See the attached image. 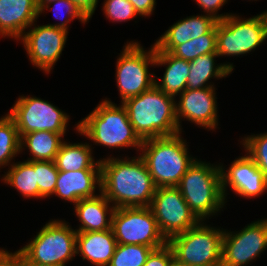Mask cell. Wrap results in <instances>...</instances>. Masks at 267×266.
Segmentation results:
<instances>
[{
    "label": "cell",
    "instance_id": "obj_1",
    "mask_svg": "<svg viewBox=\"0 0 267 266\" xmlns=\"http://www.w3.org/2000/svg\"><path fill=\"white\" fill-rule=\"evenodd\" d=\"M112 154L99 158L101 193L115 208L149 207L156 186L144 160L139 154L134 157Z\"/></svg>",
    "mask_w": 267,
    "mask_h": 266
},
{
    "label": "cell",
    "instance_id": "obj_2",
    "mask_svg": "<svg viewBox=\"0 0 267 266\" xmlns=\"http://www.w3.org/2000/svg\"><path fill=\"white\" fill-rule=\"evenodd\" d=\"M73 128L77 135L86 138L85 141H91L90 145L116 149L119 153L130 148L139 154L143 142L135 133L126 108L107 97L99 101L86 117L75 122Z\"/></svg>",
    "mask_w": 267,
    "mask_h": 266
},
{
    "label": "cell",
    "instance_id": "obj_3",
    "mask_svg": "<svg viewBox=\"0 0 267 266\" xmlns=\"http://www.w3.org/2000/svg\"><path fill=\"white\" fill-rule=\"evenodd\" d=\"M77 231L65 219H50L25 246L11 252L0 249L14 263H41L67 266L75 259Z\"/></svg>",
    "mask_w": 267,
    "mask_h": 266
},
{
    "label": "cell",
    "instance_id": "obj_4",
    "mask_svg": "<svg viewBox=\"0 0 267 266\" xmlns=\"http://www.w3.org/2000/svg\"><path fill=\"white\" fill-rule=\"evenodd\" d=\"M122 105L142 141L181 133L176 117V98L165 94L156 85L125 100Z\"/></svg>",
    "mask_w": 267,
    "mask_h": 266
},
{
    "label": "cell",
    "instance_id": "obj_5",
    "mask_svg": "<svg viewBox=\"0 0 267 266\" xmlns=\"http://www.w3.org/2000/svg\"><path fill=\"white\" fill-rule=\"evenodd\" d=\"M184 133L143 140L139 155L144 160L156 188L177 187L197 159L190 154Z\"/></svg>",
    "mask_w": 267,
    "mask_h": 266
},
{
    "label": "cell",
    "instance_id": "obj_6",
    "mask_svg": "<svg viewBox=\"0 0 267 266\" xmlns=\"http://www.w3.org/2000/svg\"><path fill=\"white\" fill-rule=\"evenodd\" d=\"M184 200L202 221L220 215L227 209L221 189V172L218 162L200 158L188 168L177 185ZM220 213V214H219Z\"/></svg>",
    "mask_w": 267,
    "mask_h": 266
},
{
    "label": "cell",
    "instance_id": "obj_7",
    "mask_svg": "<svg viewBox=\"0 0 267 266\" xmlns=\"http://www.w3.org/2000/svg\"><path fill=\"white\" fill-rule=\"evenodd\" d=\"M148 49V50H147ZM116 88L121 99L125 100L140 95L155 85V45L144 48L140 41L127 40L115 62Z\"/></svg>",
    "mask_w": 267,
    "mask_h": 266
},
{
    "label": "cell",
    "instance_id": "obj_8",
    "mask_svg": "<svg viewBox=\"0 0 267 266\" xmlns=\"http://www.w3.org/2000/svg\"><path fill=\"white\" fill-rule=\"evenodd\" d=\"M217 54L224 57L250 55L267 40V10L251 17L230 14L216 22Z\"/></svg>",
    "mask_w": 267,
    "mask_h": 266
},
{
    "label": "cell",
    "instance_id": "obj_9",
    "mask_svg": "<svg viewBox=\"0 0 267 266\" xmlns=\"http://www.w3.org/2000/svg\"><path fill=\"white\" fill-rule=\"evenodd\" d=\"M208 223L202 220L167 241L178 262L188 266H221L224 228Z\"/></svg>",
    "mask_w": 267,
    "mask_h": 266
},
{
    "label": "cell",
    "instance_id": "obj_10",
    "mask_svg": "<svg viewBox=\"0 0 267 266\" xmlns=\"http://www.w3.org/2000/svg\"><path fill=\"white\" fill-rule=\"evenodd\" d=\"M7 114L15 122L20 138L35 131H50L57 134L69 132V113L50 101L31 94L19 95Z\"/></svg>",
    "mask_w": 267,
    "mask_h": 266
},
{
    "label": "cell",
    "instance_id": "obj_11",
    "mask_svg": "<svg viewBox=\"0 0 267 266\" xmlns=\"http://www.w3.org/2000/svg\"><path fill=\"white\" fill-rule=\"evenodd\" d=\"M112 230L117 244L145 245L156 249L167 243L150 207L116 208Z\"/></svg>",
    "mask_w": 267,
    "mask_h": 266
},
{
    "label": "cell",
    "instance_id": "obj_12",
    "mask_svg": "<svg viewBox=\"0 0 267 266\" xmlns=\"http://www.w3.org/2000/svg\"><path fill=\"white\" fill-rule=\"evenodd\" d=\"M266 250V217L252 221L238 231L224 228L221 266H249Z\"/></svg>",
    "mask_w": 267,
    "mask_h": 266
},
{
    "label": "cell",
    "instance_id": "obj_13",
    "mask_svg": "<svg viewBox=\"0 0 267 266\" xmlns=\"http://www.w3.org/2000/svg\"><path fill=\"white\" fill-rule=\"evenodd\" d=\"M37 20L18 40L33 67L50 75L62 56L67 45L68 31L44 23L37 25Z\"/></svg>",
    "mask_w": 267,
    "mask_h": 266
},
{
    "label": "cell",
    "instance_id": "obj_14",
    "mask_svg": "<svg viewBox=\"0 0 267 266\" xmlns=\"http://www.w3.org/2000/svg\"><path fill=\"white\" fill-rule=\"evenodd\" d=\"M149 207L161 234L167 241L201 221L190 209L177 187L156 188Z\"/></svg>",
    "mask_w": 267,
    "mask_h": 266
},
{
    "label": "cell",
    "instance_id": "obj_15",
    "mask_svg": "<svg viewBox=\"0 0 267 266\" xmlns=\"http://www.w3.org/2000/svg\"><path fill=\"white\" fill-rule=\"evenodd\" d=\"M236 157L228 166L219 162L221 172V189L226 205L231 190L242 199H256L267 192V179L254 160L246 153Z\"/></svg>",
    "mask_w": 267,
    "mask_h": 266
},
{
    "label": "cell",
    "instance_id": "obj_16",
    "mask_svg": "<svg viewBox=\"0 0 267 266\" xmlns=\"http://www.w3.org/2000/svg\"><path fill=\"white\" fill-rule=\"evenodd\" d=\"M217 88L186 89L176 98V117L180 132H185L182 121L198 128L216 132L219 128Z\"/></svg>",
    "mask_w": 267,
    "mask_h": 266
},
{
    "label": "cell",
    "instance_id": "obj_17",
    "mask_svg": "<svg viewBox=\"0 0 267 266\" xmlns=\"http://www.w3.org/2000/svg\"><path fill=\"white\" fill-rule=\"evenodd\" d=\"M101 193V170L59 171L55 191L51 196L75 205L79 200Z\"/></svg>",
    "mask_w": 267,
    "mask_h": 266
},
{
    "label": "cell",
    "instance_id": "obj_18",
    "mask_svg": "<svg viewBox=\"0 0 267 266\" xmlns=\"http://www.w3.org/2000/svg\"><path fill=\"white\" fill-rule=\"evenodd\" d=\"M37 19L36 0H0V38L18 42Z\"/></svg>",
    "mask_w": 267,
    "mask_h": 266
},
{
    "label": "cell",
    "instance_id": "obj_19",
    "mask_svg": "<svg viewBox=\"0 0 267 266\" xmlns=\"http://www.w3.org/2000/svg\"><path fill=\"white\" fill-rule=\"evenodd\" d=\"M212 16L199 13L179 19L155 39V51L169 52L174 46L186 43L189 40L206 34L215 24Z\"/></svg>",
    "mask_w": 267,
    "mask_h": 266
},
{
    "label": "cell",
    "instance_id": "obj_20",
    "mask_svg": "<svg viewBox=\"0 0 267 266\" xmlns=\"http://www.w3.org/2000/svg\"><path fill=\"white\" fill-rule=\"evenodd\" d=\"M113 204L100 193L96 197L79 200L73 206V215L79 222L77 232L104 231L112 229Z\"/></svg>",
    "mask_w": 267,
    "mask_h": 266
},
{
    "label": "cell",
    "instance_id": "obj_21",
    "mask_svg": "<svg viewBox=\"0 0 267 266\" xmlns=\"http://www.w3.org/2000/svg\"><path fill=\"white\" fill-rule=\"evenodd\" d=\"M117 245L112 229L77 232L76 255L92 266H108Z\"/></svg>",
    "mask_w": 267,
    "mask_h": 266
},
{
    "label": "cell",
    "instance_id": "obj_22",
    "mask_svg": "<svg viewBox=\"0 0 267 266\" xmlns=\"http://www.w3.org/2000/svg\"><path fill=\"white\" fill-rule=\"evenodd\" d=\"M165 68L163 76L155 75V85L174 98L186 90L190 61L177 58L169 52L155 51V68Z\"/></svg>",
    "mask_w": 267,
    "mask_h": 266
},
{
    "label": "cell",
    "instance_id": "obj_23",
    "mask_svg": "<svg viewBox=\"0 0 267 266\" xmlns=\"http://www.w3.org/2000/svg\"><path fill=\"white\" fill-rule=\"evenodd\" d=\"M216 58H219L217 53H209L190 61L186 89L216 87L213 79L220 80L234 72L235 65L232 62L217 63Z\"/></svg>",
    "mask_w": 267,
    "mask_h": 266
},
{
    "label": "cell",
    "instance_id": "obj_24",
    "mask_svg": "<svg viewBox=\"0 0 267 266\" xmlns=\"http://www.w3.org/2000/svg\"><path fill=\"white\" fill-rule=\"evenodd\" d=\"M93 145L80 141L73 143L67 139L62 143L55 157L59 171L101 170L100 159L95 160Z\"/></svg>",
    "mask_w": 267,
    "mask_h": 266
},
{
    "label": "cell",
    "instance_id": "obj_25",
    "mask_svg": "<svg viewBox=\"0 0 267 266\" xmlns=\"http://www.w3.org/2000/svg\"><path fill=\"white\" fill-rule=\"evenodd\" d=\"M66 134H57L50 131H35L21 137L20 151H28L27 161H54L65 141Z\"/></svg>",
    "mask_w": 267,
    "mask_h": 266
},
{
    "label": "cell",
    "instance_id": "obj_26",
    "mask_svg": "<svg viewBox=\"0 0 267 266\" xmlns=\"http://www.w3.org/2000/svg\"><path fill=\"white\" fill-rule=\"evenodd\" d=\"M6 171V172H5ZM2 174V183L12 187L24 199H39V188L36 183L35 161L23 160L14 162Z\"/></svg>",
    "mask_w": 267,
    "mask_h": 266
},
{
    "label": "cell",
    "instance_id": "obj_27",
    "mask_svg": "<svg viewBox=\"0 0 267 266\" xmlns=\"http://www.w3.org/2000/svg\"><path fill=\"white\" fill-rule=\"evenodd\" d=\"M4 114L0 116V171L9 168L15 158L21 155L18 129L13 119L7 113Z\"/></svg>",
    "mask_w": 267,
    "mask_h": 266
},
{
    "label": "cell",
    "instance_id": "obj_28",
    "mask_svg": "<svg viewBox=\"0 0 267 266\" xmlns=\"http://www.w3.org/2000/svg\"><path fill=\"white\" fill-rule=\"evenodd\" d=\"M169 53L186 61H192L198 56L209 53H217L216 24L201 37L174 46Z\"/></svg>",
    "mask_w": 267,
    "mask_h": 266
},
{
    "label": "cell",
    "instance_id": "obj_29",
    "mask_svg": "<svg viewBox=\"0 0 267 266\" xmlns=\"http://www.w3.org/2000/svg\"><path fill=\"white\" fill-rule=\"evenodd\" d=\"M48 11H52L53 16L55 17L54 19L58 20V22L47 24L67 31L71 28L69 23L73 22L75 19L83 26L90 22L71 0H58L44 5L39 10V17L42 14L44 15L48 13Z\"/></svg>",
    "mask_w": 267,
    "mask_h": 266
},
{
    "label": "cell",
    "instance_id": "obj_30",
    "mask_svg": "<svg viewBox=\"0 0 267 266\" xmlns=\"http://www.w3.org/2000/svg\"><path fill=\"white\" fill-rule=\"evenodd\" d=\"M152 250L145 245L117 244L108 266H143Z\"/></svg>",
    "mask_w": 267,
    "mask_h": 266
},
{
    "label": "cell",
    "instance_id": "obj_31",
    "mask_svg": "<svg viewBox=\"0 0 267 266\" xmlns=\"http://www.w3.org/2000/svg\"><path fill=\"white\" fill-rule=\"evenodd\" d=\"M238 141L242 147L241 150L243 149L254 160L267 179V132L246 134Z\"/></svg>",
    "mask_w": 267,
    "mask_h": 266
},
{
    "label": "cell",
    "instance_id": "obj_32",
    "mask_svg": "<svg viewBox=\"0 0 267 266\" xmlns=\"http://www.w3.org/2000/svg\"><path fill=\"white\" fill-rule=\"evenodd\" d=\"M36 183L39 188V200L50 197L54 194L59 174L54 161H35Z\"/></svg>",
    "mask_w": 267,
    "mask_h": 266
},
{
    "label": "cell",
    "instance_id": "obj_33",
    "mask_svg": "<svg viewBox=\"0 0 267 266\" xmlns=\"http://www.w3.org/2000/svg\"><path fill=\"white\" fill-rule=\"evenodd\" d=\"M101 4L105 19L111 23H125L140 17L129 0H104Z\"/></svg>",
    "mask_w": 267,
    "mask_h": 266
},
{
    "label": "cell",
    "instance_id": "obj_34",
    "mask_svg": "<svg viewBox=\"0 0 267 266\" xmlns=\"http://www.w3.org/2000/svg\"><path fill=\"white\" fill-rule=\"evenodd\" d=\"M195 1V4L198 5V8L200 10H203V14H207L212 16L215 20L221 21L224 20L227 16L233 13L224 12L219 13L220 10H222V7H224L229 0H193Z\"/></svg>",
    "mask_w": 267,
    "mask_h": 266
},
{
    "label": "cell",
    "instance_id": "obj_35",
    "mask_svg": "<svg viewBox=\"0 0 267 266\" xmlns=\"http://www.w3.org/2000/svg\"><path fill=\"white\" fill-rule=\"evenodd\" d=\"M174 259L172 248L168 243L153 249L143 266H169Z\"/></svg>",
    "mask_w": 267,
    "mask_h": 266
},
{
    "label": "cell",
    "instance_id": "obj_36",
    "mask_svg": "<svg viewBox=\"0 0 267 266\" xmlns=\"http://www.w3.org/2000/svg\"><path fill=\"white\" fill-rule=\"evenodd\" d=\"M141 18H150L157 6L156 0H129Z\"/></svg>",
    "mask_w": 267,
    "mask_h": 266
},
{
    "label": "cell",
    "instance_id": "obj_37",
    "mask_svg": "<svg viewBox=\"0 0 267 266\" xmlns=\"http://www.w3.org/2000/svg\"><path fill=\"white\" fill-rule=\"evenodd\" d=\"M81 12L91 20L96 8L98 7L99 0H71Z\"/></svg>",
    "mask_w": 267,
    "mask_h": 266
},
{
    "label": "cell",
    "instance_id": "obj_38",
    "mask_svg": "<svg viewBox=\"0 0 267 266\" xmlns=\"http://www.w3.org/2000/svg\"><path fill=\"white\" fill-rule=\"evenodd\" d=\"M0 266H17V265L0 249Z\"/></svg>",
    "mask_w": 267,
    "mask_h": 266
},
{
    "label": "cell",
    "instance_id": "obj_39",
    "mask_svg": "<svg viewBox=\"0 0 267 266\" xmlns=\"http://www.w3.org/2000/svg\"><path fill=\"white\" fill-rule=\"evenodd\" d=\"M58 0H36L38 10H40L44 5L55 2Z\"/></svg>",
    "mask_w": 267,
    "mask_h": 266
},
{
    "label": "cell",
    "instance_id": "obj_40",
    "mask_svg": "<svg viewBox=\"0 0 267 266\" xmlns=\"http://www.w3.org/2000/svg\"><path fill=\"white\" fill-rule=\"evenodd\" d=\"M17 266H55L51 264H41V263H15Z\"/></svg>",
    "mask_w": 267,
    "mask_h": 266
},
{
    "label": "cell",
    "instance_id": "obj_41",
    "mask_svg": "<svg viewBox=\"0 0 267 266\" xmlns=\"http://www.w3.org/2000/svg\"><path fill=\"white\" fill-rule=\"evenodd\" d=\"M169 266H188L186 264H182L180 262H178L175 258L171 261Z\"/></svg>",
    "mask_w": 267,
    "mask_h": 266
}]
</instances>
